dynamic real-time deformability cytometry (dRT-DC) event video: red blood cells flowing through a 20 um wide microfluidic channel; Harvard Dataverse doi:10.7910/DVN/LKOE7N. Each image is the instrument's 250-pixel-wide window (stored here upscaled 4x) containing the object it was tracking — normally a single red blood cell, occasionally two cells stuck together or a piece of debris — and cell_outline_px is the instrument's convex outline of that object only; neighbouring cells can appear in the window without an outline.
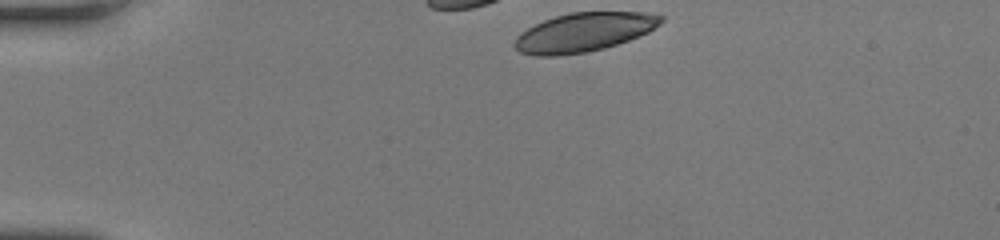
{"species": "human", "species_latin": "Homo sapiens", "temperature_condition": "room temperature", "stored_images_in_passage": 33, "camera_frame_rate_fps": 3000, "um_per_image_px": 0.085, "donor": {"sex": "female"}, "frame": {"image": 1, "passage_image": 1, "time_ms": 0.0, "image_size_px": [1000, 240], "cell_outline_px": [[664, 20], [660, 24], [648, 32], [628, 40], [604, 48], [588, 52], [556, 56], [536, 56], [520, 52], [512, 44], [516, 36], [528, 28], [544, 20], [568, 12], [648, 12], [664, 16]], "centroid_in_image_um": [49.63, 2.74], "position_along_channel_um": 35.4, "area_um2": 33.23}}
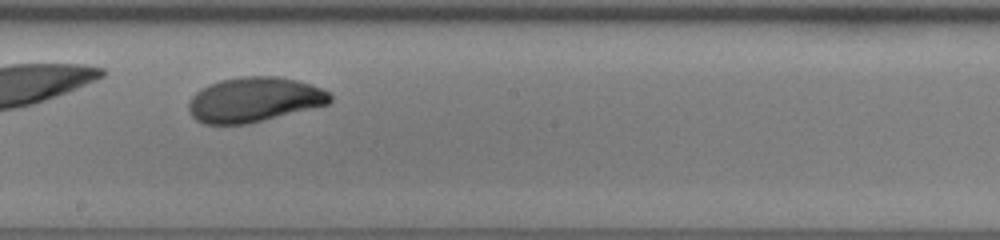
{"frame": {"image": 2, "passage_image": 20, "time_ms": 6.333, "image_size_px": [1000, 240], "cell_outline_px": [[332, 100], [328, 104], [248, 124], [204, 124], [196, 120], [192, 116], [188, 108], [188, 104], [192, 96], [200, 88], [208, 84], [220, 80], [244, 76], [276, 76], [296, 80], [312, 84], [328, 92], [332, 96]], "centroid_in_image_um": [21.58, 8.47], "position_along_channel_um": 226.6, "area_um2": 36.93}}
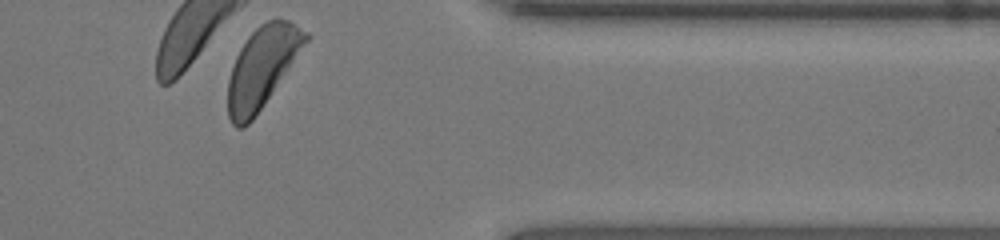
{"frame": {"image": 3, "passage_image": 33, "time_ms": 10.667, "image_size_px": [1000, 240], "cell_outline_px": [[312, 36], [252, 120], [244, 128], [236, 128], [232, 124], [228, 116], [228, 80], [236, 56], [240, 48], [248, 36], [260, 24], [268, 20], [280, 16], [288, 20], [308, 32]], "centroid_in_image_um": [22.29, 5.68], "position_along_channel_um": 389.1, "area_um2": 36.41}, "authors_computed_cell_mechanics": {"area_um2": 36.414, "velocity_mm_per_s": 4.0452, "shape_relaxation_time_tau1_ms": 3.355, "shape_relaxation_time_tau2_ms": null, "deformation_change_tau1": 0.1653, "deformation_change_tau2": null}}